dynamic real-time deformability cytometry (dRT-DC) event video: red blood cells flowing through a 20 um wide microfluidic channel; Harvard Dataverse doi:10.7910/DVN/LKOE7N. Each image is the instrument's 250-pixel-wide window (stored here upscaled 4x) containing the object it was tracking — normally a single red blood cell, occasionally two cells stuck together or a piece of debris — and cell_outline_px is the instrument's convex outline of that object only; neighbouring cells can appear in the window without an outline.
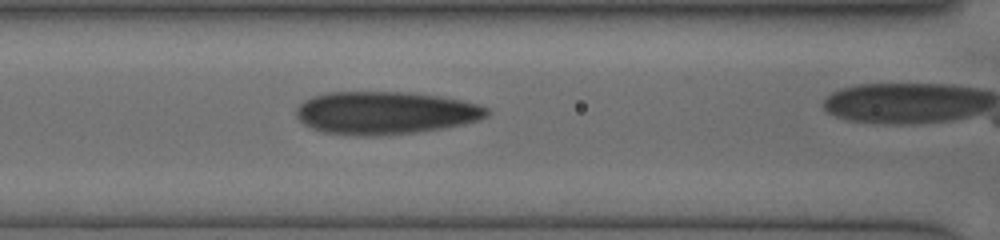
{"species": "human", "species_latin": "Homo sapiens", "temperature_condition": "cold", "stored_images_in_passage": 5, "camera_frame_rate_fps": 3000, "um_per_image_px": 0.085, "donor": {"sex": "female"}, "frame": {"image": 1, "passage_image": 4, "time_ms": 2.0, "image_size_px": [1000, 240], "cell_outline_px": [[488, 116], [464, 124], [416, 132], [376, 136], [368, 136], [324, 132], [312, 128], [304, 124], [296, 116], [296, 108], [304, 100], [312, 96], [328, 92], [404, 92], [440, 96], [460, 100], [476, 104], [488, 108]], "centroid_in_image_um": [32.71, 9.59], "position_along_channel_um": 133.9, "area_um2": 47.22}}